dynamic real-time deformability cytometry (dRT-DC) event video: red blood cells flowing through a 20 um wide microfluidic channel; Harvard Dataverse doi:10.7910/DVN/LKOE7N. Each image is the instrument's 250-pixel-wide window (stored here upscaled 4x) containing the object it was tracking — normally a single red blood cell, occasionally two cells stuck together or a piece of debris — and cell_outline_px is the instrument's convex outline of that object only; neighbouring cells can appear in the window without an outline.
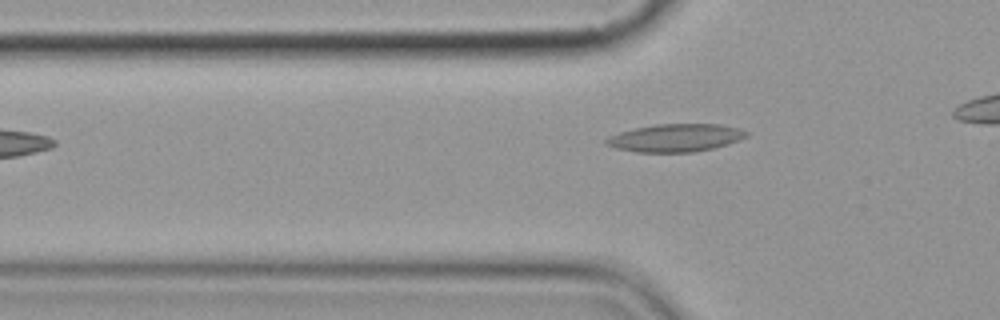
{"species": "common noctule bat (a hibernating species)", "species_latin": "Nyctalus noctula", "temperature_condition": "cold", "stored_images_in_passage": 4, "camera_frame_rate_fps": 3000, "um_per_image_px": 0.085, "animal": {"sex": "female", "body_mass_g": 19.9}, "frame": {"image": 1, "passage_image": 4, "time_ms": 3.667, "image_size_px": [1000, 320], "cell_outline_px": [[748, 136], [740, 140], [728, 144], [712, 148], [692, 152], [636, 152], [616, 148], [604, 144], [604, 140], [608, 136], [620, 132], [636, 128], [656, 124], [720, 124], [740, 128], [748, 132]], "centroid_in_image_um": [57.42, 11.71], "position_along_channel_um": 68.4, "area_um2": 22.77}}